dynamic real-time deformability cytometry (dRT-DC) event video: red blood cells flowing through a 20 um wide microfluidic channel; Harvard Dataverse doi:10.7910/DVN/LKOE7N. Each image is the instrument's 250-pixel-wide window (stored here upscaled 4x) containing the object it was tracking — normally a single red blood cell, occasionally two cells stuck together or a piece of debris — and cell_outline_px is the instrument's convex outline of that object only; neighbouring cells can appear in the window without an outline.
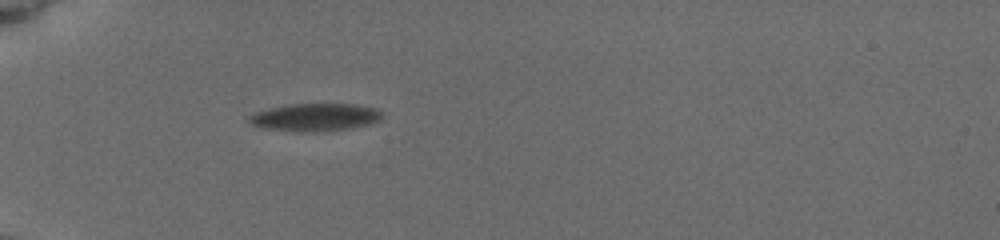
{"species": "common noctule bat (a hibernating species)", "species_latin": "Nyctalus noctula", "temperature_condition": "cold", "stored_images_in_passage": 45, "camera_frame_rate_fps": 3000, "um_per_image_px": 0.085, "animal": {"sex": "female", "body_mass_g": 19.5, "forearm_length_mm": 54.1}, "frame": {"image": 1, "passage_image": 1, "time_ms": 0.0, "image_size_px": [1000, 240], "cell_outline_px": [[384, 116], [380, 120], [368, 124], [352, 128], [324, 132], [300, 132], [260, 128], [252, 124], [248, 120], [248, 116], [256, 112], [272, 108], [292, 104], [356, 104], [376, 108], [384, 112]], "centroid_in_image_um": [26.83, 9.98], "position_along_channel_um": 58.2, "area_um2": 21.73}}
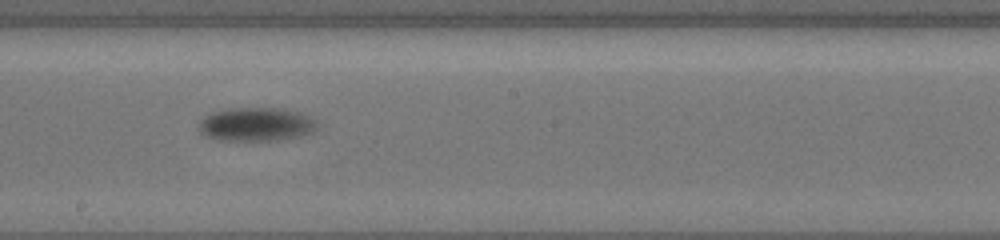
{"frame": {"image": 2, "passage_image": 26, "time_ms": 5.0, "image_size_px": [1000, 240], "cell_outline_px": [[312, 124], [308, 132], [296, 136], [280, 140], [224, 140], [208, 136], [200, 132], [200, 124], [208, 116], [216, 112], [232, 108], [280, 108], [296, 112], [312, 120]], "centroid_in_image_um": [21.69, 10.57], "position_along_channel_um": 226.5, "area_um2": 21.79}}
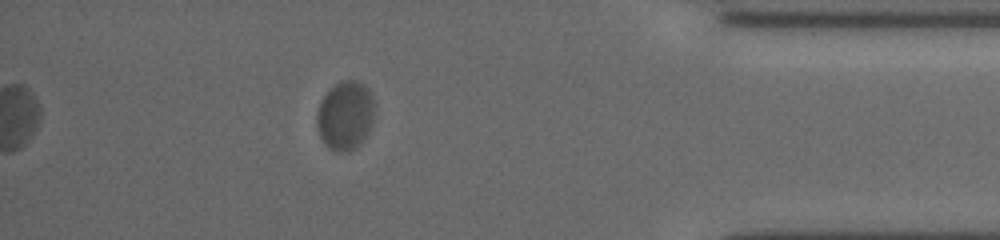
{"frame": {"image": 3, "passage_image": 40, "time_ms": 10.667, "image_size_px": [1000, 240], "cell_outline_px": [[376, 104], [372, 120], [368, 132], [364, 140], [356, 148], [348, 152], [336, 152], [324, 144], [320, 136], [316, 124], [316, 116], [320, 100], [340, 80], [356, 80], [364, 84], [368, 88]], "centroid_in_image_um": [29.36, 9.83], "position_along_channel_um": 405.8, "area_um2": 23.47}, "authors_computed_cell_mechanics": {"area_um2": 22.1374, "velocity_mm_per_s": 3.696, "shape_relaxation_time_tau1_ms": 6.0269, "shape_relaxation_time_tau2_ms": null, "deformation_change_tau1": 0.1642, "deformation_change_tau2": null}}